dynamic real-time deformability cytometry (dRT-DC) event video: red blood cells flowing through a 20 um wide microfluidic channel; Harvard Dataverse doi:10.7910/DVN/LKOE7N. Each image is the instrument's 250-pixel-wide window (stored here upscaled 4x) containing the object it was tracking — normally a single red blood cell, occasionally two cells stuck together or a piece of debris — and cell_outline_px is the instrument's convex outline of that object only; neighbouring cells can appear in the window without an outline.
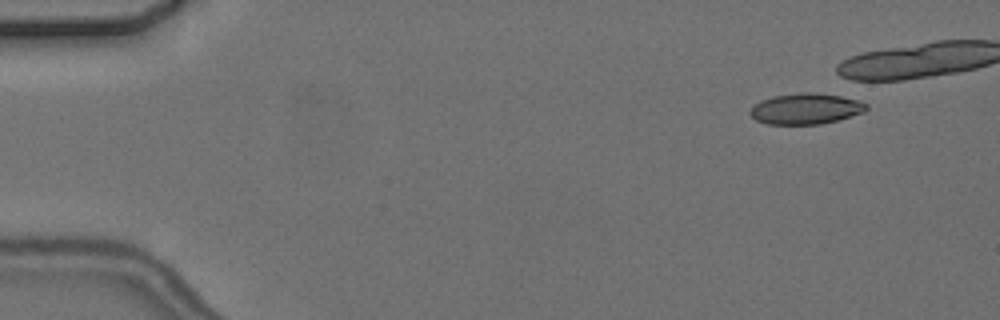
{"species": "common noctule bat (a hibernating species)", "species_latin": "Nyctalus noctula", "temperature_condition": "cold", "stored_images_in_passage": 8, "camera_frame_rate_fps": 3000, "um_per_image_px": 0.085, "animal": {"sex": "female", "body_mass_g": 24.6, "forearm_length_mm": 56.2}, "frame": {"image": 1, "passage_image": 2, "time_ms": 1.333, "image_size_px": [1000, 320], "cell_outline_px": [[868, 108], [864, 112], [836, 120], [820, 124], [768, 124], [756, 120], [748, 112], [760, 100], [772, 96], [800, 92], [816, 92], [852, 96], [868, 104]], "centroid_in_image_um": [68.55, 9.21], "position_along_channel_um": 16.4, "area_um2": 21.27}}